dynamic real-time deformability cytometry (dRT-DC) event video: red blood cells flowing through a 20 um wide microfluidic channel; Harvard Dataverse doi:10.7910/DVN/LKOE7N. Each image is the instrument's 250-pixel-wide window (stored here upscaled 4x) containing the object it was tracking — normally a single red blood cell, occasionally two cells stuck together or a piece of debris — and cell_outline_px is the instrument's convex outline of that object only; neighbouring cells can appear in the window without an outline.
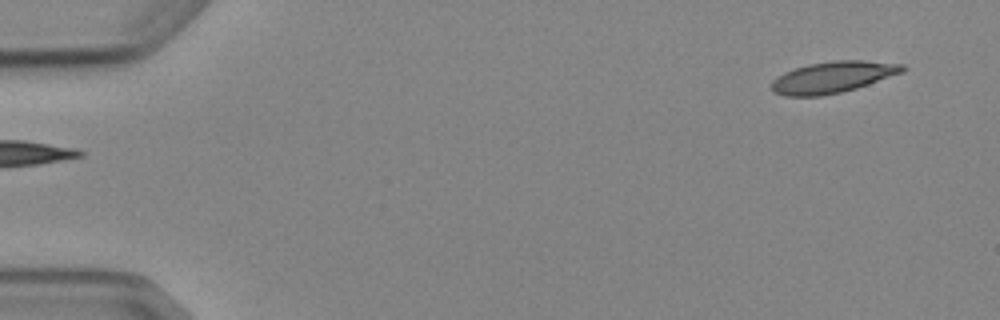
{"species": "Egyptian fruit bat (a non-hibernating species)", "species_latin": "Rousettus aegyptiacus", "temperature_condition": "cold", "stored_images_in_passage": 5, "segment_of_instrument_passage": [2, 2], "camera_frame_rate_fps": 3000, "um_per_image_px": 0.085, "animal": {"sex": "female"}, "frame": {"image": 1, "passage_image": 5, "time_ms": 5.333, "image_size_px": [1000, 320], "cell_outline_px": [[908, 68], [904, 72], [856, 88], [840, 92], [820, 96], [784, 96], [772, 92], [772, 80], [776, 76], [784, 72], [808, 64], [832, 60], [864, 60], [904, 64]], "centroid_in_image_um": [70.79, 6.55], "position_along_channel_um": 14.2, "area_um2": 24.1}}